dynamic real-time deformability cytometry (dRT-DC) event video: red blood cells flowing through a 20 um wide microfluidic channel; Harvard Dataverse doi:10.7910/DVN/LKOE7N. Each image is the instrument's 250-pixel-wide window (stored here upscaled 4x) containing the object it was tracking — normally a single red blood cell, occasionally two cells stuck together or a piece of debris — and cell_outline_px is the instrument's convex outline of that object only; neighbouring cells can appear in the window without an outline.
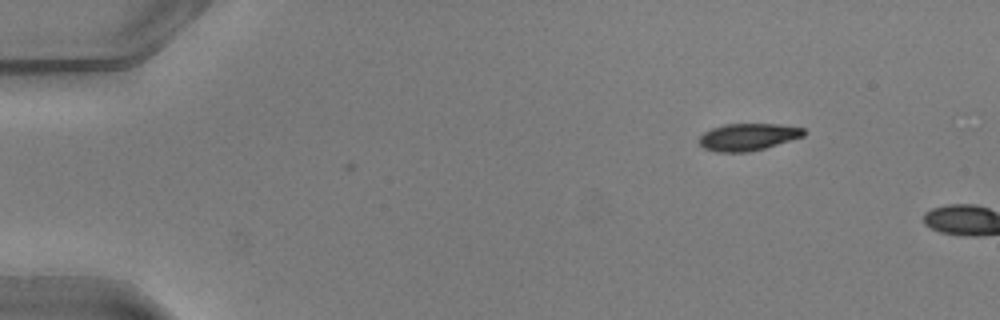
{"species": "common noctule bat (a hibernating species)", "species_latin": "Nyctalus noctula", "temperature_condition": "warm", "stored_images_in_passage": 2, "camera_frame_rate_fps": 3000, "um_per_image_px": 0.085, "animal": {"sex": "male", "body_mass_g": 20.5, "forearm_length_mm": 52.5}, "frame": {"image": 1, "passage_image": 2, "time_ms": 0.333, "image_size_px": [1000, 320], "cell_outline_px": [[804, 136], [764, 148], [748, 152], [716, 152], [704, 148], [700, 144], [700, 136], [704, 132], [712, 128], [724, 124], [780, 124], [804, 128]], "centroid_in_image_um": [63.57, 11.64], "position_along_channel_um": 21.4, "area_um2": 16.42}}